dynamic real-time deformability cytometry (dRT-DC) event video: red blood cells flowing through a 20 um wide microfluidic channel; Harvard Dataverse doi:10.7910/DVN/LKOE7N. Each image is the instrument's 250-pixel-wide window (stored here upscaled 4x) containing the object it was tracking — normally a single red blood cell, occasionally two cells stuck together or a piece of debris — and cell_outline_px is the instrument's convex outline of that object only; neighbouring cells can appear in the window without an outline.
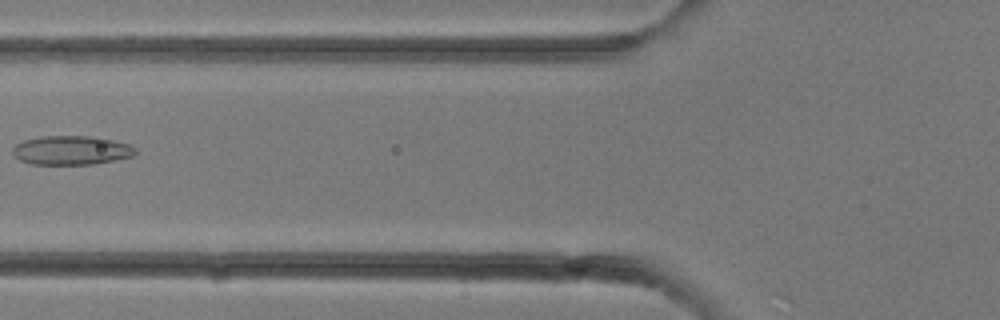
{"species": "common noctule bat (a hibernating species)", "species_latin": "Nyctalus noctula", "temperature_condition": "room temperature", "stored_images_in_passage": 30, "camera_frame_rate_fps": 3000, "um_per_image_px": 0.085, "animal": {"sex": "female"}, "frame": {"image": 1, "passage_image": 12, "time_ms": 3.667, "image_size_px": [1000, 320], "cell_outline_px": [[136, 152], [132, 156], [92, 164], [32, 164], [20, 160], [12, 156], [12, 148], [16, 144], [24, 140], [40, 136], [88, 136], [112, 140], [132, 144], [136, 148]], "centroid_in_image_um": [6.03, 12.77], "position_along_channel_um": 119.8, "area_um2": 20.75}}
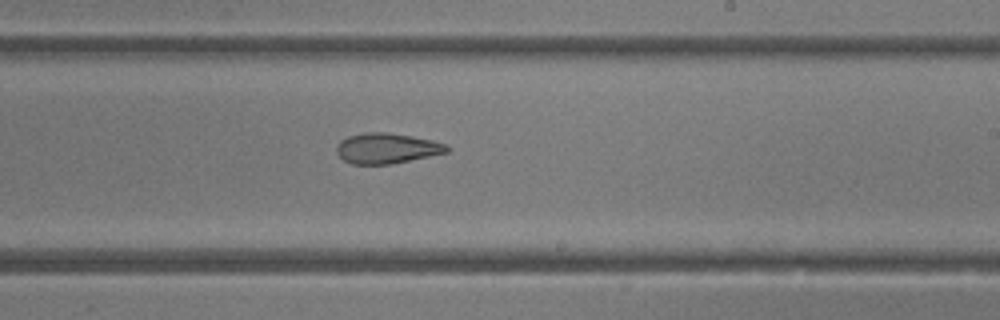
{"frame": {"image": 2, "passage_image": 18, "time_ms": 5.667, "image_size_px": [1000, 320], "cell_outline_px": [[448, 152], [392, 164], [352, 164], [344, 160], [336, 152], [336, 144], [340, 140], [348, 136], [364, 132], [388, 132], [412, 136], [432, 140], [444, 144], [448, 148]], "centroid_in_image_um": [32.83, 12.6], "position_along_channel_um": 256.2, "area_um2": 19.54}}
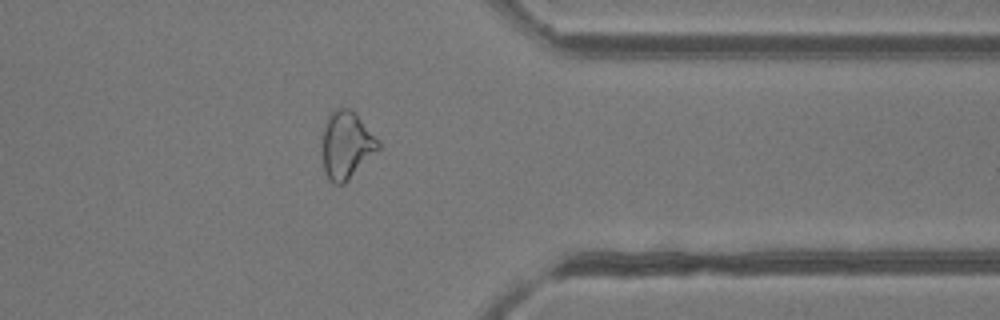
{"frame": {"image": 3, "passage_image": 24, "time_ms": 7.667, "image_size_px": [1000, 320], "cell_outline_px": [[380, 148], [344, 184], [332, 184], [328, 180], [324, 172], [320, 140], [324, 124], [332, 108], [348, 108], [356, 112], [380, 140]], "centroid_in_image_um": [29.41, 12.31], "position_along_channel_um": 382.0, "area_um2": 22.77}}